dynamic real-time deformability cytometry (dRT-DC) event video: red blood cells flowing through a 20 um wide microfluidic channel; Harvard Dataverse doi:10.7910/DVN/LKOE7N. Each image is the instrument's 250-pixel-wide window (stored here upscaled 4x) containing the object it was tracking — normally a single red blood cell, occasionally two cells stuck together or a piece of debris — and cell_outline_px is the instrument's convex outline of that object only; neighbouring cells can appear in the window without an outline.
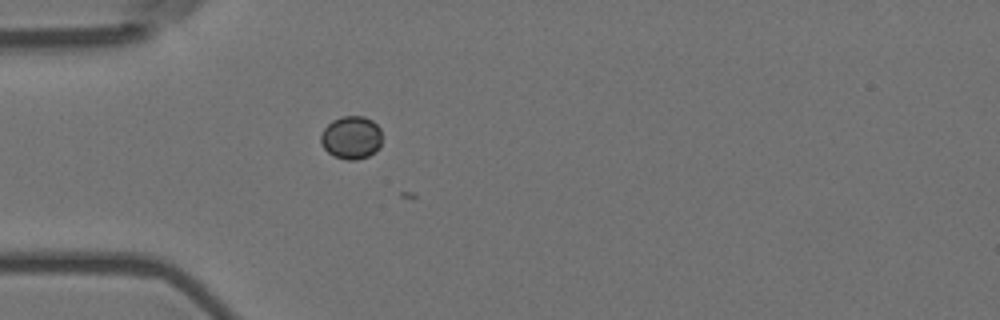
{"species": "Egyptian fruit bat (a non-hibernating species)", "species_latin": "Rousettus aegyptiacus", "temperature_condition": "room temperature", "stored_images_in_passage": 10, "camera_frame_rate_fps": 3000, "um_per_image_px": 0.085, "animal": {"sex": "female"}, "frame": {"image": 1, "passage_image": 2, "time_ms": 0.333, "image_size_px": [1000, 320], "cell_outline_px": [[380, 144], [368, 156], [356, 160], [348, 160], [336, 156], [328, 152], [324, 148], [320, 140], [320, 136], [324, 128], [332, 120], [344, 116], [364, 116], [372, 120], [380, 128]], "centroid_in_image_um": [29.84, 11.67], "position_along_channel_um": 55.2, "area_um2": 15.09}}
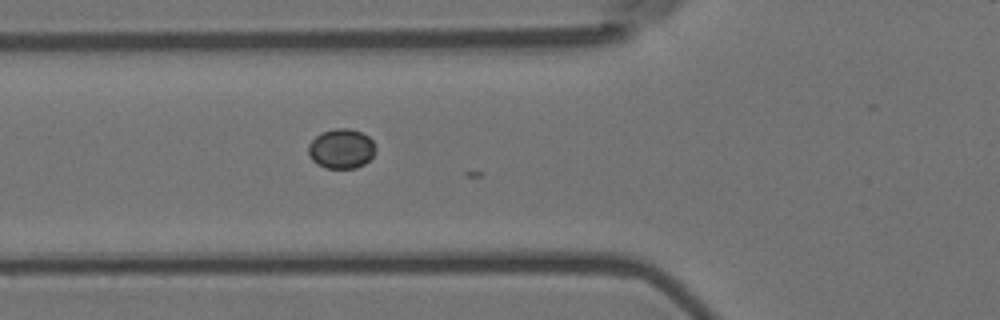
{"frame": {"image": 2, "passage_image": 6, "time_ms": 1.667, "image_size_px": [1000, 320], "cell_outline_px": [[376, 148], [372, 156], [364, 164], [356, 168], [328, 168], [316, 164], [312, 160], [308, 152], [308, 144], [320, 132], [336, 128], [348, 128], [360, 132], [368, 136], [372, 140]], "centroid_in_image_um": [29.0, 12.63], "position_along_channel_um": 96.8, "area_um2": 15.55}}